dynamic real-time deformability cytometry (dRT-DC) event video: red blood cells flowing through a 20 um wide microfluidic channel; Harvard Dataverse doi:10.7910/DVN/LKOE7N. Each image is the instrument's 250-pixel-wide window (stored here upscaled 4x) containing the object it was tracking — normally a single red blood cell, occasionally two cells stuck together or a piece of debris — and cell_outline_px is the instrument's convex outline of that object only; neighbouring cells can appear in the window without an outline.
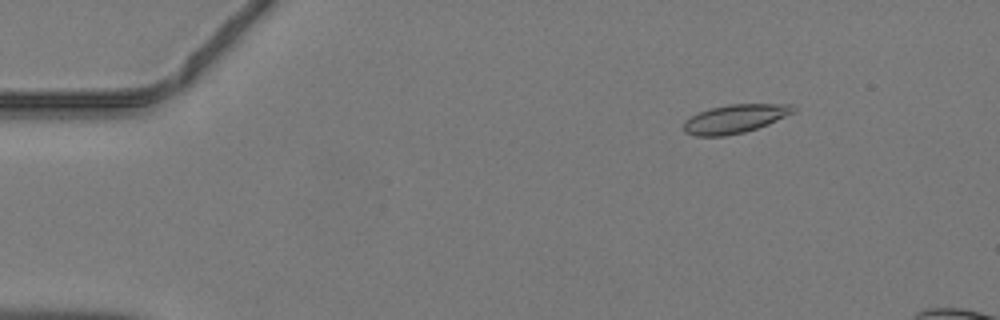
{"species": "common noctule bat (a hibernating species)", "species_latin": "Nyctalus noctula", "temperature_condition": "warm", "stored_images_in_passage": 44, "camera_frame_rate_fps": 3000, "um_per_image_px": 0.085, "animal": {"sex": "male", "body_mass_g": 19.2, "forearm_length_mm": 51.8}, "frame": {"image": 1, "passage_image": 7, "time_ms": 2.0, "image_size_px": [1000, 320], "cell_outline_px": [[796, 112], [768, 124], [744, 132], [724, 136], [696, 136], [684, 132], [684, 120], [700, 112], [712, 108], [728, 104], [792, 104], [796, 108]], "centroid_in_image_um": [62.5, 10.09], "position_along_channel_um": 22.5, "area_um2": 18.21}}
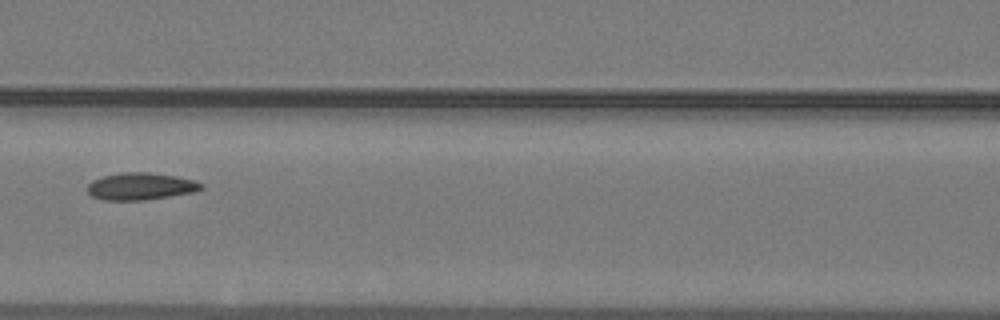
{"frame": {"image": 2, "passage_image": 22, "time_ms": 7.0, "image_size_px": [1000, 320], "cell_outline_px": [[204, 188], [192, 192], [144, 200], [104, 200], [92, 196], [88, 192], [88, 184], [92, 180], [104, 176], [124, 172], [148, 172], [176, 176], [192, 180], [204, 184]], "centroid_in_image_um": [11.94, 15.83], "position_along_channel_um": 154.7, "area_um2": 17.8}}
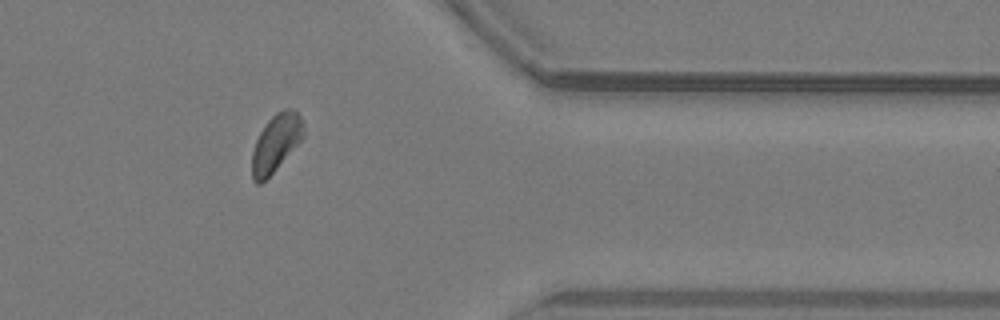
{"frame": {"image": 3, "passage_image": 39, "time_ms": 12.667, "image_size_px": [1000, 320], "cell_outline_px": [[304, 136], [276, 168], [260, 184], [256, 184], [252, 180], [252, 152], [256, 140], [260, 132], [268, 120], [276, 112], [284, 108], [292, 108], [300, 116], [304, 128]], "centroid_in_image_um": [23.44, 12.13], "position_along_channel_um": 388.0, "area_um2": 16.94}}